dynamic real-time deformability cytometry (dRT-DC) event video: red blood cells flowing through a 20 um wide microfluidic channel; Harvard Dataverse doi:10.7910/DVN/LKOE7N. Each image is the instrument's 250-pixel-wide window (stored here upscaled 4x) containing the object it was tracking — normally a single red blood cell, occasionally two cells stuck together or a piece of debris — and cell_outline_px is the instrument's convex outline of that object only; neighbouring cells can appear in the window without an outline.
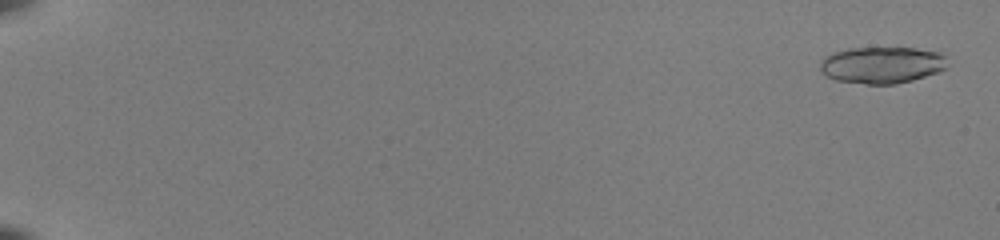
{"species": "common noctule bat (a hibernating species)", "species_latin": "Nyctalus noctula", "temperature_condition": "room temperature", "stored_images_in_passage": 53, "camera_frame_rate_fps": 3000, "um_per_image_px": 0.085, "animal": {"sex": "female", "body_mass_g": 22.0, "forearm_length_mm": 56.7}, "frame": {"image": 1, "passage_image": 2, "time_ms": 0.333, "image_size_px": [1000, 240], "cell_outline_px": [[948, 68], [912, 80], [892, 84], [868, 84], [836, 80], [828, 76], [820, 68], [820, 64], [824, 56], [848, 48], [916, 48], [940, 52], [944, 56]], "centroid_in_image_um": [74.98, 5.51], "position_along_channel_um": 10.0, "area_um2": 26.93}}
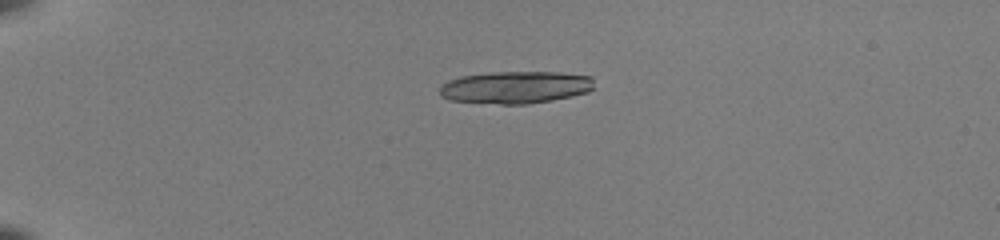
{"frame": {"image": 2, "passage_image": 15, "time_ms": 4.667, "image_size_px": [1000, 240], "cell_outline_px": [[592, 88], [588, 92], [572, 96], [528, 104], [500, 104], [452, 100], [440, 96], [440, 88], [448, 80], [460, 76], [492, 72], [556, 72], [592, 76]], "centroid_in_image_um": [43.81, 7.41], "position_along_channel_um": 41.2, "area_um2": 28.9}}
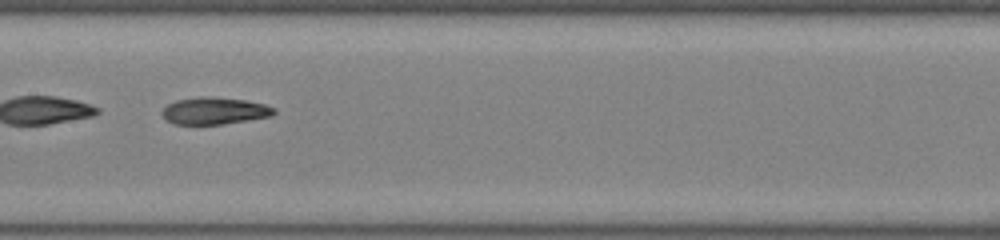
{"frame": {"image": 3, "passage_image": 31, "time_ms": 10.0, "image_size_px": [1000, 240], "cell_outline_px": [[276, 112], [272, 116], [220, 124], [176, 124], [164, 120], [160, 112], [168, 104], [176, 100], [200, 96], [208, 96], [244, 100], [264, 104], [276, 108]], "centroid_in_image_um": [18.2, 9.41], "position_along_channel_um": 189.2, "area_um2": 17.63}, "authors_computed_cell_mechanics": {"area_um2": 18.9006, "velocity_mm_per_s": 4.017, "shape_relaxation_time_tau1_ms": 6.8265, "shape_relaxation_time_tau2_ms": 3.6339, "deformation_change_tau1": 0.2416, "deformation_change_tau2": 0.1074}}